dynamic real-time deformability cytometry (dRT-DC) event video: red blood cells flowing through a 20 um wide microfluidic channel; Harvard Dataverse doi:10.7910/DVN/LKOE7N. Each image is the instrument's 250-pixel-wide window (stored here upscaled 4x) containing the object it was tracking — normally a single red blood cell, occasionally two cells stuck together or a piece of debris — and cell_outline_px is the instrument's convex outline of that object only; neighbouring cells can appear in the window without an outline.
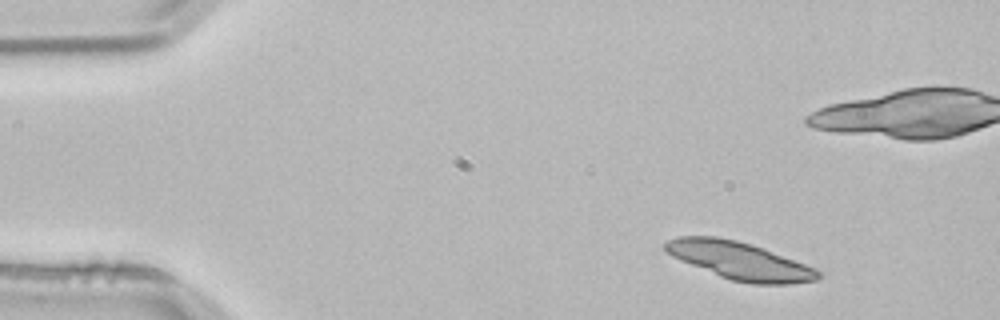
{"species": "common noctule bat (a hibernating species)", "species_latin": "Nyctalus noctula", "temperature_condition": "room temperature", "stored_images_in_passage": 4, "camera_frame_rate_fps": 3000, "um_per_image_px": 0.085, "animal": {"sex": "male", "body_mass_g": 21.5, "forearm_length_mm": 52.0}, "frame": {"image": 1, "passage_image": 1, "time_ms": 0.0, "image_size_px": [1000, 320], "cell_outline_px": [[820, 276], [816, 280], [792, 284], [752, 284], [732, 280], [720, 276], [680, 260], [672, 256], [664, 248], [664, 244], [668, 240], [680, 236], [716, 236], [736, 240], [752, 244], [764, 248], [816, 268], [820, 272]], "centroid_in_image_um": [62.89, 22.16], "position_along_channel_um": 22.1, "area_um2": 33.35}}